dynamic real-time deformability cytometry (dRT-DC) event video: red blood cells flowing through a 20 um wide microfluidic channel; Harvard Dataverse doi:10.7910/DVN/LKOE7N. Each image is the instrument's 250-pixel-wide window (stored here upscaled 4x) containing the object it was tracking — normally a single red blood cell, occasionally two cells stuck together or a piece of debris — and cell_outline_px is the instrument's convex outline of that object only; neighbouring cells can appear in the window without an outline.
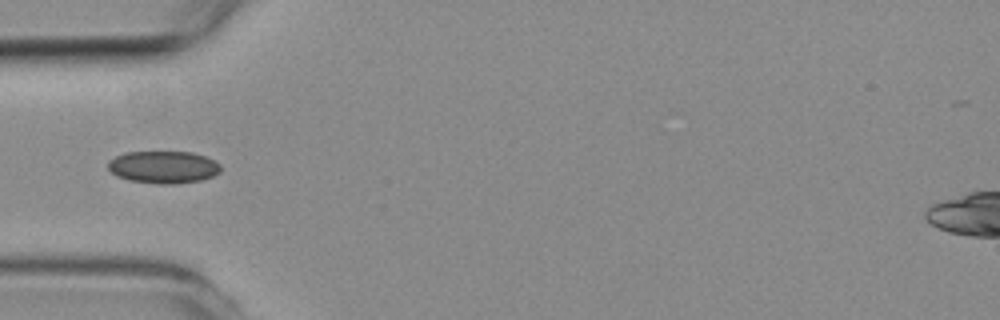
{"species": "common noctule bat (a hibernating species)", "species_latin": "Nyctalus noctula", "temperature_condition": "room temperature", "stored_images_in_passage": 4, "camera_frame_rate_fps": 3000, "um_per_image_px": 0.085, "animal": {"sex": "female", "body_mass_g": 19.3, "forearm_length_mm": 54.1}, "frame": {"image": 1, "passage_image": 4, "time_ms": 3.333, "image_size_px": [1000, 320], "cell_outline_px": [[220, 172], [212, 176], [200, 180], [176, 184], [156, 184], [128, 180], [116, 176], [108, 168], [108, 160], [124, 152], [192, 152], [216, 160], [220, 164]], "centroid_in_image_um": [13.88, 14.2], "position_along_channel_um": 71.1, "area_um2": 21.39}}